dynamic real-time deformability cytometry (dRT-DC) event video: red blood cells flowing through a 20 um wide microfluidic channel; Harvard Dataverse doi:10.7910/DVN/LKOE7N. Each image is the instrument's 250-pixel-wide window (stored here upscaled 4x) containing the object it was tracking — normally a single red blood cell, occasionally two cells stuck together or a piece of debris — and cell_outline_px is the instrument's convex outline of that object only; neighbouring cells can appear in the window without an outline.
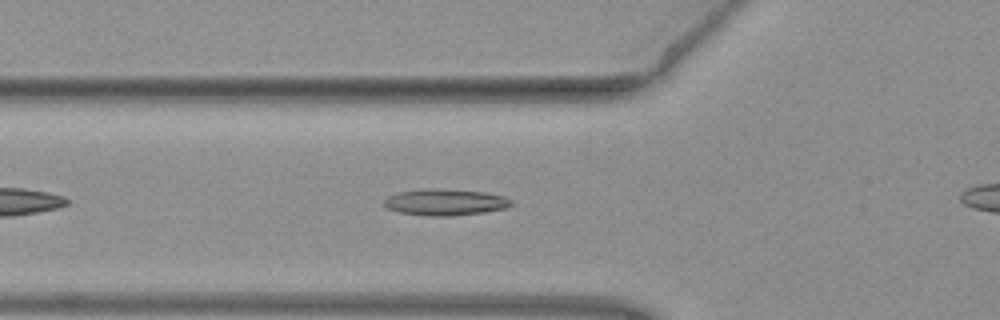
{"species": "common noctule bat (a hibernating species)", "species_latin": "Nyctalus noctula", "temperature_condition": "warm", "stored_images_in_passage": 33, "camera_frame_rate_fps": 3000, "um_per_image_px": 0.085, "animal": {"sex": "female", "body_mass_g": 19.3, "forearm_length_mm": 54.1}, "frame": {"image": 1, "passage_image": 6, "time_ms": 1.667, "image_size_px": [1000, 320], "cell_outline_px": [[516, 204], [504, 208], [484, 212], [448, 216], [428, 216], [400, 212], [384, 208], [384, 200], [388, 196], [400, 192], [424, 188], [428, 188], [484, 192], [504, 196], [512, 200]], "centroid_in_image_um": [37.84, 17.19], "position_along_channel_um": 88.0, "area_um2": 19.54}}
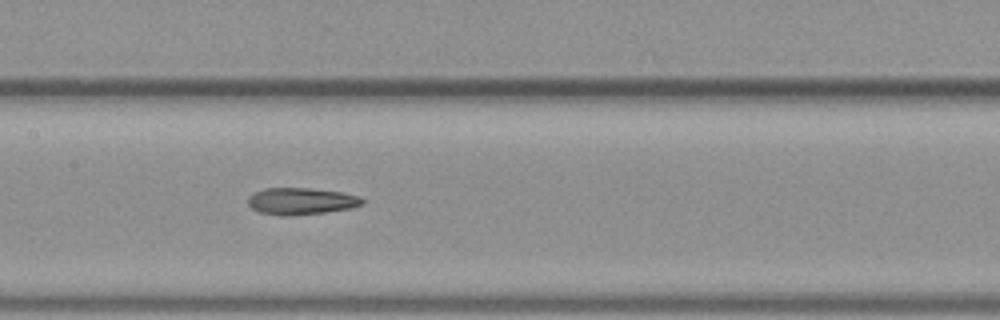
{"frame": {"image": 2, "passage_image": 13, "time_ms": 4.0, "image_size_px": [1000, 320], "cell_outline_px": [[364, 204], [352, 208], [324, 212], [288, 216], [280, 216], [260, 212], [252, 208], [248, 204], [248, 196], [252, 192], [264, 188], [308, 188], [344, 192], [360, 196], [364, 200]], "centroid_in_image_um": [25.6, 17.09], "position_along_channel_um": 181.8, "area_um2": 18.09}}
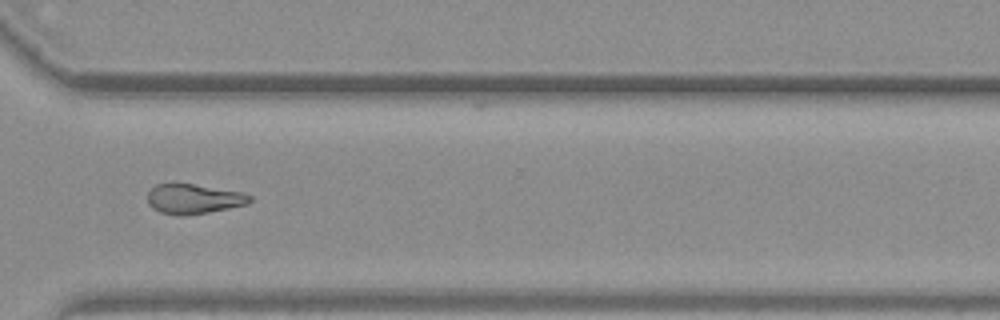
{"frame": {"image": 3, "passage_image": 26, "time_ms": 8.333, "image_size_px": [1000, 320], "cell_outline_px": [[252, 200], [248, 204], [208, 212], [184, 216], [180, 216], [160, 212], [152, 208], [148, 204], [148, 192], [156, 184], [192, 184], [244, 192], [252, 196]], "centroid_in_image_um": [16.47, 16.91], "position_along_channel_um": 354.1, "area_um2": 17.74}, "authors_computed_cell_mechanics": {"area_um2": 17.8024, "velocity_mm_per_s": 3.9939, "shape_relaxation_time_tau1_ms": null, "shape_relaxation_time_tau2_ms": 6.5411, "deformation_change_tau1": null, "deformation_change_tau2": 0.1383}}